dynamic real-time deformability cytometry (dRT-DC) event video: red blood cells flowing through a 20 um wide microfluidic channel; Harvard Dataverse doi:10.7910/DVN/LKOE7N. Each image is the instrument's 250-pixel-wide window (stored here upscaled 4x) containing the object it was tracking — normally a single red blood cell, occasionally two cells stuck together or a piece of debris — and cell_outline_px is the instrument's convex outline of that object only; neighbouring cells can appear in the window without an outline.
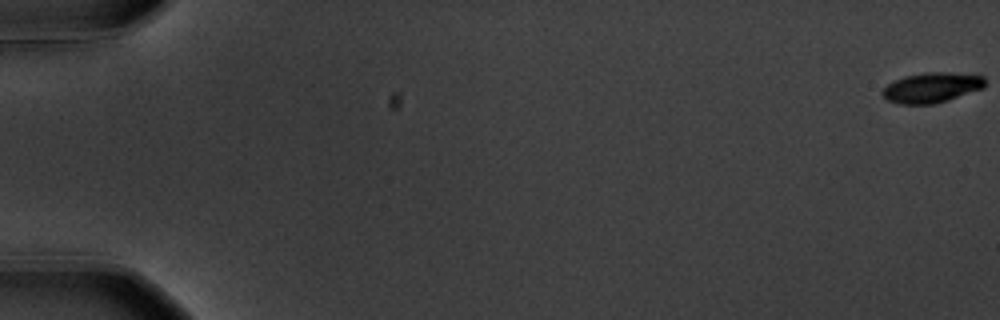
{"species": "common noctule bat (a hibernating species)", "species_latin": "Nyctalus noctula", "temperature_condition": "warm", "stored_images_in_passage": 59, "camera_frame_rate_fps": 3000, "um_per_image_px": 0.085, "animal": {"sex": "male", "body_mass_g": 20.1, "forearm_length_mm": 53.5}, "frame": {"image": 1, "passage_image": 1, "time_ms": 0.0, "image_size_px": [1000, 320], "cell_outline_px": [[984, 88], [948, 100], [932, 104], [900, 104], [888, 100], [880, 92], [888, 84], [904, 76], [924, 72], [948, 72], [984, 76]], "centroid_in_image_um": [79.19, 7.44], "position_along_channel_um": 5.8, "area_um2": 17.92}}
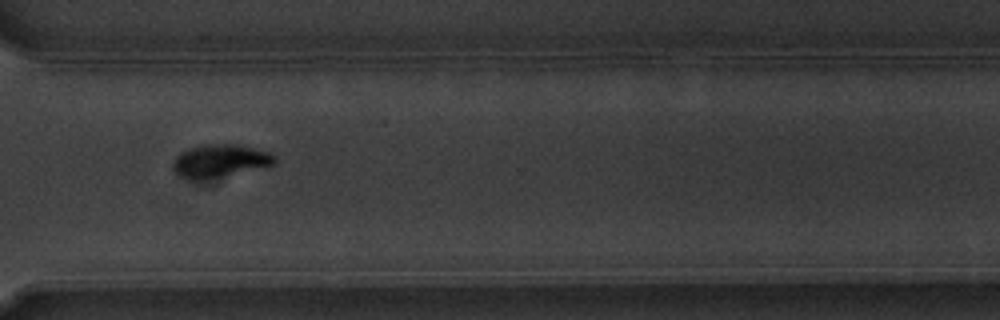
{"frame": {"image": 2, "passage_image": 45, "time_ms": 14.667, "image_size_px": [1000, 320], "cell_outline_px": [[276, 164], [268, 168], [196, 180], [192, 180], [180, 176], [172, 168], [172, 164], [176, 156], [180, 152], [188, 148], [200, 144], [236, 144], [268, 152], [276, 156]], "centroid_in_image_um": [18.72, 13.67], "position_along_channel_um": 351.9, "area_um2": 19.71}}
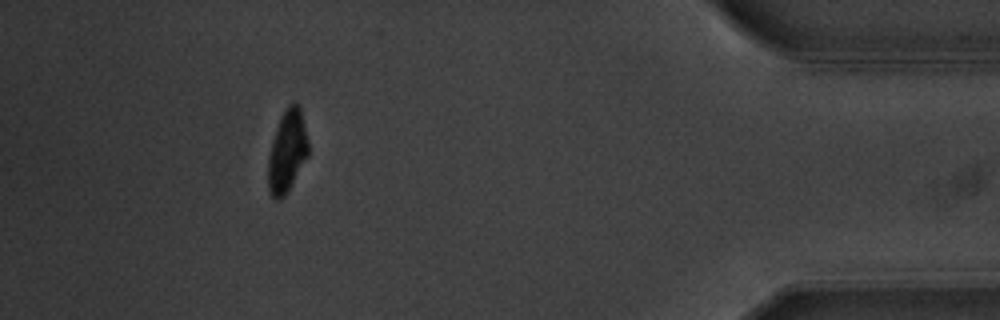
{"frame": {"image": 3, "passage_image": 54, "time_ms": 17.667, "image_size_px": [1000, 320], "cell_outline_px": [[308, 156], [288, 192], [280, 200], [276, 200], [268, 192], [268, 156], [272, 140], [276, 128], [284, 108], [292, 100], [296, 100], [300, 104], [308, 140]], "centroid_in_image_um": [24.41, 12.82], "position_along_channel_um": 410.8, "area_um2": 19.71}, "authors_computed_cell_mechanics": {"area_um2": 19.7098, "velocity_mm_per_s": 3.5842, "shape_relaxation_time_tau1_ms": 2.2266, "shape_relaxation_time_tau2_ms": 9.1719, "deformation_change_tau1": 0.1659, "deformation_change_tau2": 0.0817}}